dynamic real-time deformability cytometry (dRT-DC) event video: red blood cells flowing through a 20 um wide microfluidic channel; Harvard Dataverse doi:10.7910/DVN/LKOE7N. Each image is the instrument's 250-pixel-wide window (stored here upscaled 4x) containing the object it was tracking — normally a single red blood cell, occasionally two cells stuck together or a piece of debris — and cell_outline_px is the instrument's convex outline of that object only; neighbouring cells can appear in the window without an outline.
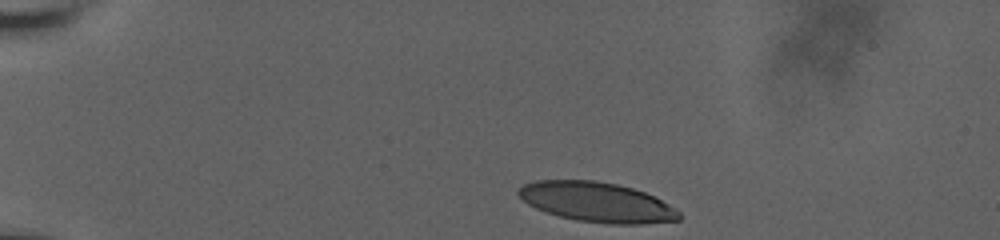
{"species": "human", "species_latin": "Homo sapiens", "temperature_condition": "room temperature", "stored_images_in_passage": 39, "camera_frame_rate_fps": 3000, "um_per_image_px": 0.085, "donor": {"sex": "male"}, "frame": {"image": 1, "passage_image": 1, "time_ms": 0.0, "image_size_px": [1000, 240], "cell_outline_px": [[680, 220], [640, 224], [612, 224], [576, 220], [560, 216], [536, 208], [528, 204], [516, 192], [524, 184], [536, 180], [596, 180], [616, 184], [632, 188], [644, 192], [676, 208], [680, 212]], "centroid_in_image_um": [50.74, 17.18], "position_along_channel_um": 34.3, "area_um2": 36.99}}
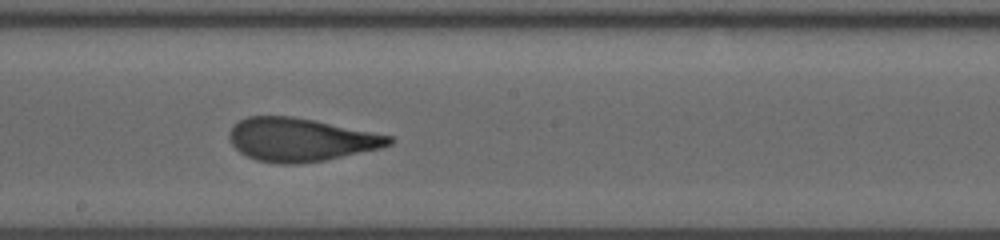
{"frame": {"image": 2, "passage_image": 23, "time_ms": 7.333, "image_size_px": [1000, 240], "cell_outline_px": [[396, 140], [392, 144], [380, 148], [324, 160], [296, 164], [280, 164], [256, 160], [240, 152], [232, 144], [228, 136], [232, 128], [240, 120], [248, 116], [292, 116], [392, 136]], "centroid_in_image_um": [25.54, 11.88], "position_along_channel_um": 222.7, "area_um2": 39.82}}
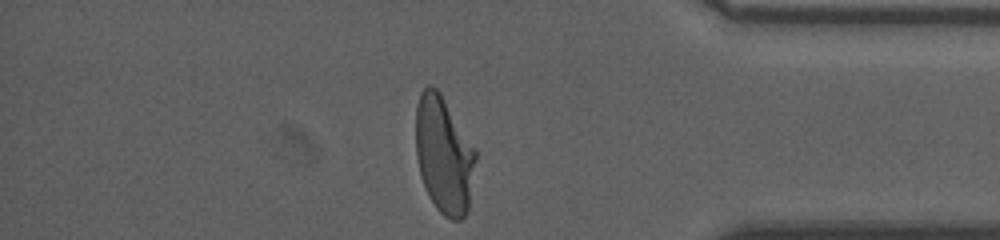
{"frame": {"image": 3, "passage_image": 39, "time_ms": 12.667, "image_size_px": [1000, 240], "cell_outline_px": [[476, 160], [468, 212], [460, 220], [452, 220], [444, 216], [436, 208], [428, 196], [420, 172], [416, 156], [416, 104], [420, 92], [428, 84], [432, 84], [440, 92], [476, 148]], "centroid_in_image_um": [37.74, 13.16], "position_along_channel_um": 397.5, "area_um2": 41.21}, "authors_computed_cell_mechanics": {"area_um2": 40.2288, "velocity_mm_per_s": 3.6522, "shape_relaxation_time_tau1_ms": 6.3777, "shape_relaxation_time_tau2_ms": 0.7805, "deformation_change_tau1": 0.254, "deformation_change_tau2": 0.0748}}